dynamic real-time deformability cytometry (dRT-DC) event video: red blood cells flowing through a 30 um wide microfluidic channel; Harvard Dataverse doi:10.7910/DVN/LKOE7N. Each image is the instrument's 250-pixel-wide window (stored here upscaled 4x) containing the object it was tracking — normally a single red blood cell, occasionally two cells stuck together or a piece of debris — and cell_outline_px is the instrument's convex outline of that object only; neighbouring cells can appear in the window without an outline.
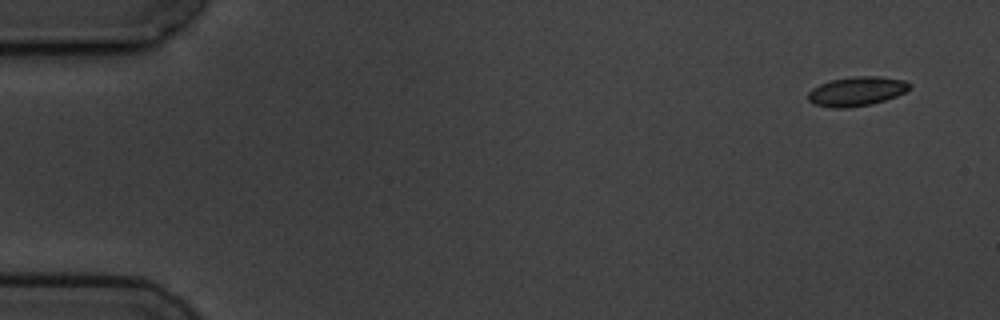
{"species": "common noctule bat (a hibernating species)", "species_latin": "Nyctalus noctula", "temperature_condition": "cold", "stored_images_in_passage": 6, "camera_frame_rate_fps": 3000, "um_per_image_px": 0.085, "animal": {"sex": "male", "body_mass_g": 19.5, "forearm_length_mm": 54.6}, "frame": {"image": 1, "passage_image": 1, "time_ms": 0.0, "image_size_px": [1000, 320], "cell_outline_px": [[912, 84], [904, 92], [896, 96], [872, 104], [844, 108], [832, 108], [812, 104], [808, 100], [808, 92], [812, 88], [820, 84], [832, 80], [856, 76], [876, 76], [904, 80]], "centroid_in_image_um": [72.78, 7.77], "position_along_channel_um": 12.2, "area_um2": 17.22}}
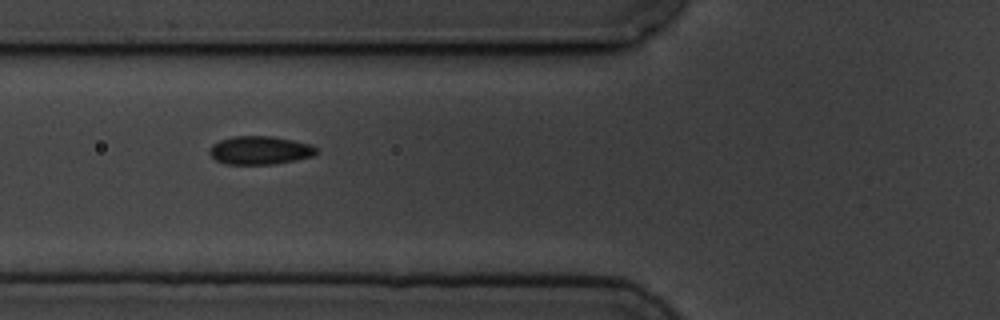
{"frame": {"image": 2, "passage_image": 5, "time_ms": 6.0, "image_size_px": [1000, 320], "cell_outline_px": [[316, 152], [312, 156], [296, 160], [272, 164], [224, 164], [216, 160], [208, 152], [208, 148], [212, 144], [220, 140], [232, 136], [272, 136], [312, 144], [316, 148]], "centroid_in_image_um": [22.05, 12.77], "position_along_channel_um": 103.7, "area_um2": 17.69}}
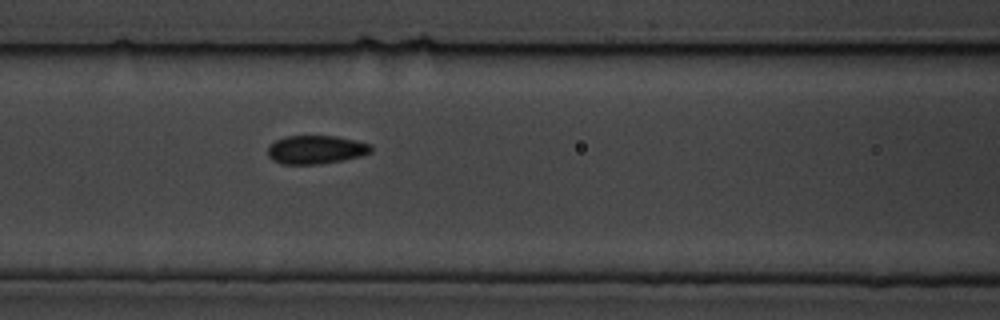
{"frame": {"image": 3, "passage_image": 6, "time_ms": 7.0, "image_size_px": [1000, 320], "cell_outline_px": [[372, 152], [360, 156], [344, 160], [320, 164], [280, 164], [272, 160], [268, 156], [268, 148], [276, 140], [284, 136], [336, 136], [372, 144]], "centroid_in_image_um": [26.86, 12.72], "position_along_channel_um": 139.7, "area_um2": 17.22}}